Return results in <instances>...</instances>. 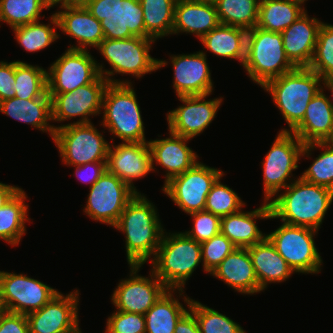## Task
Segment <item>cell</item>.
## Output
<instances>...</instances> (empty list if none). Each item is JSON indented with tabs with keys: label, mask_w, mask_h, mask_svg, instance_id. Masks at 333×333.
Returning <instances> with one entry per match:
<instances>
[{
	"label": "cell",
	"mask_w": 333,
	"mask_h": 333,
	"mask_svg": "<svg viewBox=\"0 0 333 333\" xmlns=\"http://www.w3.org/2000/svg\"><path fill=\"white\" fill-rule=\"evenodd\" d=\"M322 23L306 11L281 33L285 54L295 67H309Z\"/></svg>",
	"instance_id": "cb8c5ba5"
},
{
	"label": "cell",
	"mask_w": 333,
	"mask_h": 333,
	"mask_svg": "<svg viewBox=\"0 0 333 333\" xmlns=\"http://www.w3.org/2000/svg\"><path fill=\"white\" fill-rule=\"evenodd\" d=\"M107 171L116 175L137 193L134 180L153 172L152 156L148 142L110 144L106 162Z\"/></svg>",
	"instance_id": "44dd1931"
},
{
	"label": "cell",
	"mask_w": 333,
	"mask_h": 333,
	"mask_svg": "<svg viewBox=\"0 0 333 333\" xmlns=\"http://www.w3.org/2000/svg\"><path fill=\"white\" fill-rule=\"evenodd\" d=\"M83 4L100 21L105 39L145 38L139 0H84Z\"/></svg>",
	"instance_id": "30bf717a"
},
{
	"label": "cell",
	"mask_w": 333,
	"mask_h": 333,
	"mask_svg": "<svg viewBox=\"0 0 333 333\" xmlns=\"http://www.w3.org/2000/svg\"><path fill=\"white\" fill-rule=\"evenodd\" d=\"M193 218V228L184 233L200 244L220 233L221 217L207 211L189 214Z\"/></svg>",
	"instance_id": "f6af8a7d"
},
{
	"label": "cell",
	"mask_w": 333,
	"mask_h": 333,
	"mask_svg": "<svg viewBox=\"0 0 333 333\" xmlns=\"http://www.w3.org/2000/svg\"><path fill=\"white\" fill-rule=\"evenodd\" d=\"M238 49L235 60H238L247 74L251 70V54L259 27L257 25L236 26Z\"/></svg>",
	"instance_id": "7dc6e473"
},
{
	"label": "cell",
	"mask_w": 333,
	"mask_h": 333,
	"mask_svg": "<svg viewBox=\"0 0 333 333\" xmlns=\"http://www.w3.org/2000/svg\"><path fill=\"white\" fill-rule=\"evenodd\" d=\"M191 140L169 131V137L165 139L149 140V148L152 156V167L160 165L165 169V181L167 183L172 177L184 173L198 162V155L188 147L187 142ZM156 162V164H154Z\"/></svg>",
	"instance_id": "603a6c76"
},
{
	"label": "cell",
	"mask_w": 333,
	"mask_h": 333,
	"mask_svg": "<svg viewBox=\"0 0 333 333\" xmlns=\"http://www.w3.org/2000/svg\"><path fill=\"white\" fill-rule=\"evenodd\" d=\"M50 18V24L41 23L40 20L31 22L27 25L12 28L15 38L20 47L27 52H38L49 47L60 36L56 32L58 28V19L53 13ZM53 27H52V25Z\"/></svg>",
	"instance_id": "d590c367"
},
{
	"label": "cell",
	"mask_w": 333,
	"mask_h": 333,
	"mask_svg": "<svg viewBox=\"0 0 333 333\" xmlns=\"http://www.w3.org/2000/svg\"><path fill=\"white\" fill-rule=\"evenodd\" d=\"M158 215L155 205L144 194L138 193L113 226L125 234L129 265L143 266L154 259L165 231Z\"/></svg>",
	"instance_id": "6da1fadb"
},
{
	"label": "cell",
	"mask_w": 333,
	"mask_h": 333,
	"mask_svg": "<svg viewBox=\"0 0 333 333\" xmlns=\"http://www.w3.org/2000/svg\"><path fill=\"white\" fill-rule=\"evenodd\" d=\"M322 78L308 67L294 70L268 81L263 87L271 94L275 106L280 110L291 132L304 118L312 98L323 88Z\"/></svg>",
	"instance_id": "277c9868"
},
{
	"label": "cell",
	"mask_w": 333,
	"mask_h": 333,
	"mask_svg": "<svg viewBox=\"0 0 333 333\" xmlns=\"http://www.w3.org/2000/svg\"><path fill=\"white\" fill-rule=\"evenodd\" d=\"M209 95L178 97L183 105L168 111V131L193 139L208 128L223 101V97L205 100Z\"/></svg>",
	"instance_id": "d6986e66"
},
{
	"label": "cell",
	"mask_w": 333,
	"mask_h": 333,
	"mask_svg": "<svg viewBox=\"0 0 333 333\" xmlns=\"http://www.w3.org/2000/svg\"><path fill=\"white\" fill-rule=\"evenodd\" d=\"M192 1H200V2H211V3H214L216 0H192Z\"/></svg>",
	"instance_id": "6f0895ef"
},
{
	"label": "cell",
	"mask_w": 333,
	"mask_h": 333,
	"mask_svg": "<svg viewBox=\"0 0 333 333\" xmlns=\"http://www.w3.org/2000/svg\"><path fill=\"white\" fill-rule=\"evenodd\" d=\"M189 310L198 322L200 333H246L240 324L199 301L192 299Z\"/></svg>",
	"instance_id": "ab89813d"
},
{
	"label": "cell",
	"mask_w": 333,
	"mask_h": 333,
	"mask_svg": "<svg viewBox=\"0 0 333 333\" xmlns=\"http://www.w3.org/2000/svg\"><path fill=\"white\" fill-rule=\"evenodd\" d=\"M177 0H139L145 25V38L157 40L172 35Z\"/></svg>",
	"instance_id": "836d02e7"
},
{
	"label": "cell",
	"mask_w": 333,
	"mask_h": 333,
	"mask_svg": "<svg viewBox=\"0 0 333 333\" xmlns=\"http://www.w3.org/2000/svg\"><path fill=\"white\" fill-rule=\"evenodd\" d=\"M108 81L99 75L92 83L78 87L75 91L48 94L51 97L52 121L64 122L79 117L73 124L92 123L90 116H100L102 99Z\"/></svg>",
	"instance_id": "9a60e30c"
},
{
	"label": "cell",
	"mask_w": 333,
	"mask_h": 333,
	"mask_svg": "<svg viewBox=\"0 0 333 333\" xmlns=\"http://www.w3.org/2000/svg\"><path fill=\"white\" fill-rule=\"evenodd\" d=\"M107 161H96L92 163L73 166L75 176L82 183L90 184V187L107 171Z\"/></svg>",
	"instance_id": "f907efd6"
},
{
	"label": "cell",
	"mask_w": 333,
	"mask_h": 333,
	"mask_svg": "<svg viewBox=\"0 0 333 333\" xmlns=\"http://www.w3.org/2000/svg\"><path fill=\"white\" fill-rule=\"evenodd\" d=\"M232 290L247 295L260 293V286L248 252V248H237L230 253L211 273Z\"/></svg>",
	"instance_id": "484cf974"
},
{
	"label": "cell",
	"mask_w": 333,
	"mask_h": 333,
	"mask_svg": "<svg viewBox=\"0 0 333 333\" xmlns=\"http://www.w3.org/2000/svg\"><path fill=\"white\" fill-rule=\"evenodd\" d=\"M317 233L308 227L282 223L267 237L294 273L318 274L323 260L314 243Z\"/></svg>",
	"instance_id": "9c48e42d"
},
{
	"label": "cell",
	"mask_w": 333,
	"mask_h": 333,
	"mask_svg": "<svg viewBox=\"0 0 333 333\" xmlns=\"http://www.w3.org/2000/svg\"><path fill=\"white\" fill-rule=\"evenodd\" d=\"M152 38L131 37L126 39H103L96 50L108 62L111 70L104 69L103 63H96L100 75L110 84H132L129 80L112 78L115 74L130 75L141 78L145 74L156 72L161 67L168 65L167 61L153 58L150 55Z\"/></svg>",
	"instance_id": "3957f363"
},
{
	"label": "cell",
	"mask_w": 333,
	"mask_h": 333,
	"mask_svg": "<svg viewBox=\"0 0 333 333\" xmlns=\"http://www.w3.org/2000/svg\"><path fill=\"white\" fill-rule=\"evenodd\" d=\"M15 97V61H0V102Z\"/></svg>",
	"instance_id": "c3c4849f"
},
{
	"label": "cell",
	"mask_w": 333,
	"mask_h": 333,
	"mask_svg": "<svg viewBox=\"0 0 333 333\" xmlns=\"http://www.w3.org/2000/svg\"><path fill=\"white\" fill-rule=\"evenodd\" d=\"M44 2L46 6L51 9L57 4L60 5V7L82 4L83 0H44Z\"/></svg>",
	"instance_id": "db71d44e"
},
{
	"label": "cell",
	"mask_w": 333,
	"mask_h": 333,
	"mask_svg": "<svg viewBox=\"0 0 333 333\" xmlns=\"http://www.w3.org/2000/svg\"><path fill=\"white\" fill-rule=\"evenodd\" d=\"M27 195L21 189L7 204L0 208V239L11 246L20 243L26 232V221L28 218V207L25 203Z\"/></svg>",
	"instance_id": "d6a6232c"
},
{
	"label": "cell",
	"mask_w": 333,
	"mask_h": 333,
	"mask_svg": "<svg viewBox=\"0 0 333 333\" xmlns=\"http://www.w3.org/2000/svg\"><path fill=\"white\" fill-rule=\"evenodd\" d=\"M79 294L59 292L41 309L28 313L29 333H79Z\"/></svg>",
	"instance_id": "ac0fdd59"
},
{
	"label": "cell",
	"mask_w": 333,
	"mask_h": 333,
	"mask_svg": "<svg viewBox=\"0 0 333 333\" xmlns=\"http://www.w3.org/2000/svg\"><path fill=\"white\" fill-rule=\"evenodd\" d=\"M322 88L309 102L303 120L291 131L303 144L327 142L333 131V107Z\"/></svg>",
	"instance_id": "4316f807"
},
{
	"label": "cell",
	"mask_w": 333,
	"mask_h": 333,
	"mask_svg": "<svg viewBox=\"0 0 333 333\" xmlns=\"http://www.w3.org/2000/svg\"><path fill=\"white\" fill-rule=\"evenodd\" d=\"M115 311L107 318L104 333H145L144 315Z\"/></svg>",
	"instance_id": "bcb514c9"
},
{
	"label": "cell",
	"mask_w": 333,
	"mask_h": 333,
	"mask_svg": "<svg viewBox=\"0 0 333 333\" xmlns=\"http://www.w3.org/2000/svg\"><path fill=\"white\" fill-rule=\"evenodd\" d=\"M183 296L186 309L174 294ZM183 290L168 289L157 302L144 314L145 333H174L176 323L189 310L192 298L184 296Z\"/></svg>",
	"instance_id": "4dcf8cb0"
},
{
	"label": "cell",
	"mask_w": 333,
	"mask_h": 333,
	"mask_svg": "<svg viewBox=\"0 0 333 333\" xmlns=\"http://www.w3.org/2000/svg\"><path fill=\"white\" fill-rule=\"evenodd\" d=\"M320 148L323 150L312 164L299 176L302 180L312 184L328 187L333 190V145L327 142L304 144L301 157H308L312 151Z\"/></svg>",
	"instance_id": "e575fe53"
},
{
	"label": "cell",
	"mask_w": 333,
	"mask_h": 333,
	"mask_svg": "<svg viewBox=\"0 0 333 333\" xmlns=\"http://www.w3.org/2000/svg\"><path fill=\"white\" fill-rule=\"evenodd\" d=\"M293 1H295V2H298V3H300V4H304L306 1H308V0H293Z\"/></svg>",
	"instance_id": "91938a15"
},
{
	"label": "cell",
	"mask_w": 333,
	"mask_h": 333,
	"mask_svg": "<svg viewBox=\"0 0 333 333\" xmlns=\"http://www.w3.org/2000/svg\"><path fill=\"white\" fill-rule=\"evenodd\" d=\"M174 70L173 88L177 97L212 94L214 90L204 51L170 55Z\"/></svg>",
	"instance_id": "ffe728a7"
},
{
	"label": "cell",
	"mask_w": 333,
	"mask_h": 333,
	"mask_svg": "<svg viewBox=\"0 0 333 333\" xmlns=\"http://www.w3.org/2000/svg\"><path fill=\"white\" fill-rule=\"evenodd\" d=\"M49 8L44 0H0V22L12 28L40 20L42 10Z\"/></svg>",
	"instance_id": "f35d334b"
},
{
	"label": "cell",
	"mask_w": 333,
	"mask_h": 333,
	"mask_svg": "<svg viewBox=\"0 0 333 333\" xmlns=\"http://www.w3.org/2000/svg\"><path fill=\"white\" fill-rule=\"evenodd\" d=\"M84 213L93 221L114 226L127 204L138 194L116 175L106 171L91 187Z\"/></svg>",
	"instance_id": "7c38bea8"
},
{
	"label": "cell",
	"mask_w": 333,
	"mask_h": 333,
	"mask_svg": "<svg viewBox=\"0 0 333 333\" xmlns=\"http://www.w3.org/2000/svg\"><path fill=\"white\" fill-rule=\"evenodd\" d=\"M5 311H6V310H5L4 306H3L2 299H1V297H0V316H1Z\"/></svg>",
	"instance_id": "9f6ffc18"
},
{
	"label": "cell",
	"mask_w": 333,
	"mask_h": 333,
	"mask_svg": "<svg viewBox=\"0 0 333 333\" xmlns=\"http://www.w3.org/2000/svg\"><path fill=\"white\" fill-rule=\"evenodd\" d=\"M322 79L333 78V25L322 23L309 65Z\"/></svg>",
	"instance_id": "7bdbcfd3"
},
{
	"label": "cell",
	"mask_w": 333,
	"mask_h": 333,
	"mask_svg": "<svg viewBox=\"0 0 333 333\" xmlns=\"http://www.w3.org/2000/svg\"><path fill=\"white\" fill-rule=\"evenodd\" d=\"M48 92L47 70L24 61H15V97L35 99Z\"/></svg>",
	"instance_id": "8d00e7d4"
},
{
	"label": "cell",
	"mask_w": 333,
	"mask_h": 333,
	"mask_svg": "<svg viewBox=\"0 0 333 333\" xmlns=\"http://www.w3.org/2000/svg\"><path fill=\"white\" fill-rule=\"evenodd\" d=\"M174 333H200L198 322L190 310L176 323Z\"/></svg>",
	"instance_id": "816d5d0a"
},
{
	"label": "cell",
	"mask_w": 333,
	"mask_h": 333,
	"mask_svg": "<svg viewBox=\"0 0 333 333\" xmlns=\"http://www.w3.org/2000/svg\"><path fill=\"white\" fill-rule=\"evenodd\" d=\"M0 112L33 128L48 133L52 139L55 133V125L52 121L51 97L48 92L35 99H20L13 97L0 102Z\"/></svg>",
	"instance_id": "f546056e"
},
{
	"label": "cell",
	"mask_w": 333,
	"mask_h": 333,
	"mask_svg": "<svg viewBox=\"0 0 333 333\" xmlns=\"http://www.w3.org/2000/svg\"><path fill=\"white\" fill-rule=\"evenodd\" d=\"M303 147L304 144L293 132L279 131L261 163L264 201H271L281 190L287 188L292 180H296L291 178L292 172L299 167L298 161L301 159Z\"/></svg>",
	"instance_id": "ba28073f"
},
{
	"label": "cell",
	"mask_w": 333,
	"mask_h": 333,
	"mask_svg": "<svg viewBox=\"0 0 333 333\" xmlns=\"http://www.w3.org/2000/svg\"><path fill=\"white\" fill-rule=\"evenodd\" d=\"M0 333H29L26 315L5 311L0 316Z\"/></svg>",
	"instance_id": "681fc988"
},
{
	"label": "cell",
	"mask_w": 333,
	"mask_h": 333,
	"mask_svg": "<svg viewBox=\"0 0 333 333\" xmlns=\"http://www.w3.org/2000/svg\"><path fill=\"white\" fill-rule=\"evenodd\" d=\"M248 252L260 292L267 289L268 284L284 282L295 274L267 236L257 244L248 247Z\"/></svg>",
	"instance_id": "f1b7e54d"
},
{
	"label": "cell",
	"mask_w": 333,
	"mask_h": 333,
	"mask_svg": "<svg viewBox=\"0 0 333 333\" xmlns=\"http://www.w3.org/2000/svg\"><path fill=\"white\" fill-rule=\"evenodd\" d=\"M271 206L263 201L259 208L253 211H242L221 217L220 232L237 248H248L262 241L267 234L258 228L257 219H269Z\"/></svg>",
	"instance_id": "d4e9b609"
},
{
	"label": "cell",
	"mask_w": 333,
	"mask_h": 333,
	"mask_svg": "<svg viewBox=\"0 0 333 333\" xmlns=\"http://www.w3.org/2000/svg\"><path fill=\"white\" fill-rule=\"evenodd\" d=\"M220 176L213 184L206 197L204 210L214 215L224 217L239 212L245 203L238 194L229 186L221 183Z\"/></svg>",
	"instance_id": "60d3db41"
},
{
	"label": "cell",
	"mask_w": 333,
	"mask_h": 333,
	"mask_svg": "<svg viewBox=\"0 0 333 333\" xmlns=\"http://www.w3.org/2000/svg\"><path fill=\"white\" fill-rule=\"evenodd\" d=\"M302 6L293 0H260L256 25L267 31L282 33L307 11Z\"/></svg>",
	"instance_id": "1f68e13d"
},
{
	"label": "cell",
	"mask_w": 333,
	"mask_h": 333,
	"mask_svg": "<svg viewBox=\"0 0 333 333\" xmlns=\"http://www.w3.org/2000/svg\"><path fill=\"white\" fill-rule=\"evenodd\" d=\"M22 188L0 182V208L7 204Z\"/></svg>",
	"instance_id": "f5cc1de1"
},
{
	"label": "cell",
	"mask_w": 333,
	"mask_h": 333,
	"mask_svg": "<svg viewBox=\"0 0 333 333\" xmlns=\"http://www.w3.org/2000/svg\"><path fill=\"white\" fill-rule=\"evenodd\" d=\"M225 175L222 170L198 161L184 173L172 177L162 191L188 215L204 211L206 197L216 180Z\"/></svg>",
	"instance_id": "8fae6325"
},
{
	"label": "cell",
	"mask_w": 333,
	"mask_h": 333,
	"mask_svg": "<svg viewBox=\"0 0 333 333\" xmlns=\"http://www.w3.org/2000/svg\"><path fill=\"white\" fill-rule=\"evenodd\" d=\"M130 275L121 279L111 296L117 311L144 315L168 290L151 270L149 277L137 274L142 265H129Z\"/></svg>",
	"instance_id": "2e32d148"
},
{
	"label": "cell",
	"mask_w": 333,
	"mask_h": 333,
	"mask_svg": "<svg viewBox=\"0 0 333 333\" xmlns=\"http://www.w3.org/2000/svg\"><path fill=\"white\" fill-rule=\"evenodd\" d=\"M55 12L58 28L71 39H76L77 45L68 49L89 50L97 48L105 38L101 23L84 6V4L59 7ZM64 10V11H63Z\"/></svg>",
	"instance_id": "7402d4cb"
},
{
	"label": "cell",
	"mask_w": 333,
	"mask_h": 333,
	"mask_svg": "<svg viewBox=\"0 0 333 333\" xmlns=\"http://www.w3.org/2000/svg\"><path fill=\"white\" fill-rule=\"evenodd\" d=\"M97 61L89 50H65L47 69L48 94L75 91L92 83L99 75Z\"/></svg>",
	"instance_id": "4fadbf2b"
},
{
	"label": "cell",
	"mask_w": 333,
	"mask_h": 333,
	"mask_svg": "<svg viewBox=\"0 0 333 333\" xmlns=\"http://www.w3.org/2000/svg\"><path fill=\"white\" fill-rule=\"evenodd\" d=\"M202 261L201 244L184 232L164 231L150 262L155 275L168 289L184 290L187 280Z\"/></svg>",
	"instance_id": "5b68a950"
},
{
	"label": "cell",
	"mask_w": 333,
	"mask_h": 333,
	"mask_svg": "<svg viewBox=\"0 0 333 333\" xmlns=\"http://www.w3.org/2000/svg\"><path fill=\"white\" fill-rule=\"evenodd\" d=\"M333 202V190L297 177L276 198L269 201L271 219L319 231Z\"/></svg>",
	"instance_id": "7a4b0ae2"
},
{
	"label": "cell",
	"mask_w": 333,
	"mask_h": 333,
	"mask_svg": "<svg viewBox=\"0 0 333 333\" xmlns=\"http://www.w3.org/2000/svg\"><path fill=\"white\" fill-rule=\"evenodd\" d=\"M327 143L333 145V131H332L331 137H330V139L327 141Z\"/></svg>",
	"instance_id": "680465c9"
},
{
	"label": "cell",
	"mask_w": 333,
	"mask_h": 333,
	"mask_svg": "<svg viewBox=\"0 0 333 333\" xmlns=\"http://www.w3.org/2000/svg\"><path fill=\"white\" fill-rule=\"evenodd\" d=\"M296 67L285 54L281 33L258 29L251 54L249 78L260 87Z\"/></svg>",
	"instance_id": "e0dca14e"
},
{
	"label": "cell",
	"mask_w": 333,
	"mask_h": 333,
	"mask_svg": "<svg viewBox=\"0 0 333 333\" xmlns=\"http://www.w3.org/2000/svg\"><path fill=\"white\" fill-rule=\"evenodd\" d=\"M237 247L221 232L201 243L202 267L210 274Z\"/></svg>",
	"instance_id": "ee69618b"
},
{
	"label": "cell",
	"mask_w": 333,
	"mask_h": 333,
	"mask_svg": "<svg viewBox=\"0 0 333 333\" xmlns=\"http://www.w3.org/2000/svg\"><path fill=\"white\" fill-rule=\"evenodd\" d=\"M322 84L324 86V89H327L328 91L331 92V95L328 96V99H329L330 104L333 107V78H323ZM331 98H332V100H331Z\"/></svg>",
	"instance_id": "11a10c76"
},
{
	"label": "cell",
	"mask_w": 333,
	"mask_h": 333,
	"mask_svg": "<svg viewBox=\"0 0 333 333\" xmlns=\"http://www.w3.org/2000/svg\"><path fill=\"white\" fill-rule=\"evenodd\" d=\"M59 291L22 273L0 271V297L6 311L25 314L41 309Z\"/></svg>",
	"instance_id": "5bb4252c"
},
{
	"label": "cell",
	"mask_w": 333,
	"mask_h": 333,
	"mask_svg": "<svg viewBox=\"0 0 333 333\" xmlns=\"http://www.w3.org/2000/svg\"><path fill=\"white\" fill-rule=\"evenodd\" d=\"M204 48L213 55L234 59L238 49L236 26L219 24L200 39Z\"/></svg>",
	"instance_id": "b9f144b4"
},
{
	"label": "cell",
	"mask_w": 333,
	"mask_h": 333,
	"mask_svg": "<svg viewBox=\"0 0 333 333\" xmlns=\"http://www.w3.org/2000/svg\"><path fill=\"white\" fill-rule=\"evenodd\" d=\"M53 142L59 150L62 162L77 166L96 161H107L110 143L93 123L63 124L54 126Z\"/></svg>",
	"instance_id": "52a82bcc"
},
{
	"label": "cell",
	"mask_w": 333,
	"mask_h": 333,
	"mask_svg": "<svg viewBox=\"0 0 333 333\" xmlns=\"http://www.w3.org/2000/svg\"><path fill=\"white\" fill-rule=\"evenodd\" d=\"M260 0H216L220 24L230 26L256 25Z\"/></svg>",
	"instance_id": "74e56055"
},
{
	"label": "cell",
	"mask_w": 333,
	"mask_h": 333,
	"mask_svg": "<svg viewBox=\"0 0 333 333\" xmlns=\"http://www.w3.org/2000/svg\"><path fill=\"white\" fill-rule=\"evenodd\" d=\"M220 24L216 7L211 2L177 0L172 34H194L201 39Z\"/></svg>",
	"instance_id": "83f0119b"
},
{
	"label": "cell",
	"mask_w": 333,
	"mask_h": 333,
	"mask_svg": "<svg viewBox=\"0 0 333 333\" xmlns=\"http://www.w3.org/2000/svg\"><path fill=\"white\" fill-rule=\"evenodd\" d=\"M101 125L125 142H148L132 84H108L102 99Z\"/></svg>",
	"instance_id": "8992f818"
}]
</instances>
